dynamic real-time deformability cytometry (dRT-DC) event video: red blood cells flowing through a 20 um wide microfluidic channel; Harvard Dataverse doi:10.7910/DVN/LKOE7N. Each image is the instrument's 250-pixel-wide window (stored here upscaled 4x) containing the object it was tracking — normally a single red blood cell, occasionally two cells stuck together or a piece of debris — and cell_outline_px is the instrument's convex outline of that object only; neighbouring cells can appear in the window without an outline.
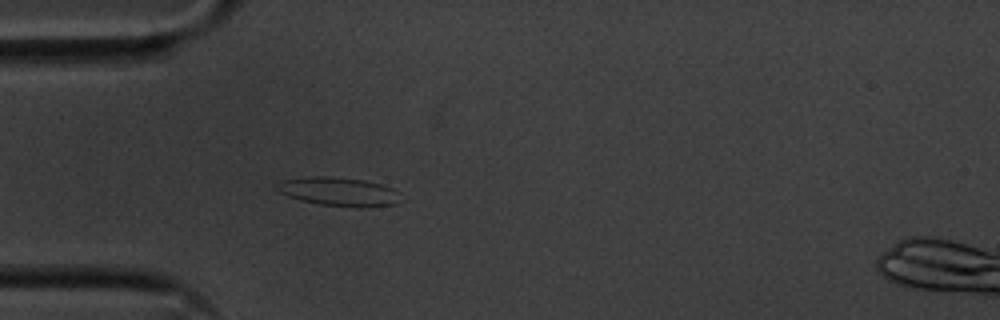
{"species": "common noctule bat (a hibernating species)", "species_latin": "Nyctalus noctula", "temperature_condition": "cold", "stored_images_in_passage": 43, "camera_frame_rate_fps": 3000, "um_per_image_px": 0.085, "animal": {"sex": "male", "body_mass_g": 20.1, "forearm_length_mm": 53.5}, "frame": {"image": 1, "passage_image": 6, "time_ms": 1.667, "image_size_px": [1000, 320], "cell_outline_px": [[396, 204], [368, 208], [360, 208], [320, 204], [300, 200], [288, 196], [280, 192], [276, 188], [276, 184], [280, 180], [308, 176], [324, 176], [364, 180], [380, 184], [392, 188], [396, 192]], "centroid_in_image_um": [28.73, 16.29], "position_along_channel_um": 56.3, "area_um2": 20.58}}
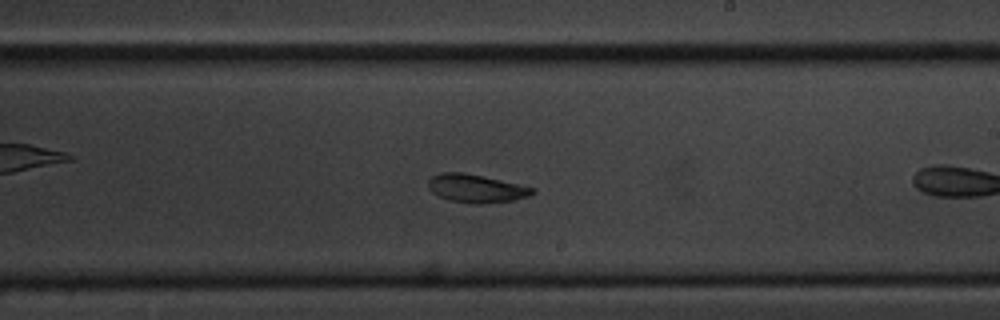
{"frame": {"image": 2, "passage_image": 19, "time_ms": 6.0, "image_size_px": [1000, 320], "cell_outline_px": [[536, 192], [528, 196], [512, 200], [484, 204], [476, 204], [448, 200], [432, 192], [428, 188], [428, 180], [432, 176], [440, 172], [464, 172], [536, 188]], "centroid_in_image_um": [40.46, 16.01], "position_along_channel_um": 248.5, "area_um2": 17.11}}
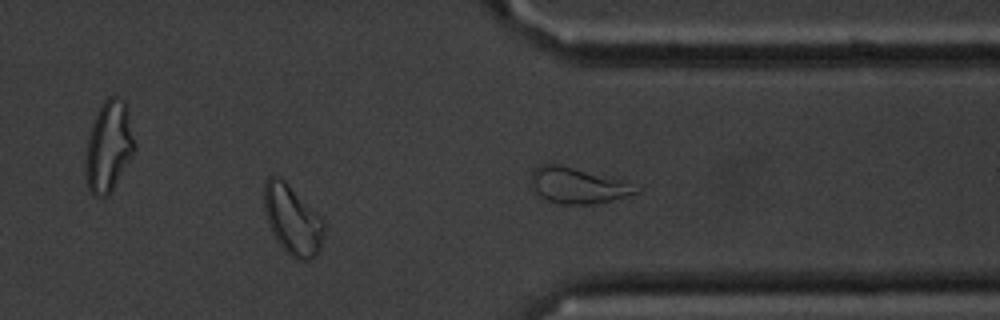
{"frame": {"image": 3, "passage_image": 32, "time_ms": 10.333, "image_size_px": [1000, 320], "cell_outline_px": [[324, 232], [320, 248], [316, 256], [308, 260], [296, 260], [276, 240], [272, 232], [264, 212], [264, 184], [268, 176], [280, 176], [324, 220]], "centroid_in_image_um": [24.85, 18.68], "position_along_channel_um": 386.6, "area_um2": 24.04}, "authors_computed_cell_mechanics": {"area_um2": 19.0162, "velocity_mm_per_s": 3.5575, "shape_relaxation_time_tau1_ms": 2.3025, "shape_relaxation_time_tau2_ms": 2.9787, "deformation_change_tau1": 0.0764, "deformation_change_tau2": 0.0753}}